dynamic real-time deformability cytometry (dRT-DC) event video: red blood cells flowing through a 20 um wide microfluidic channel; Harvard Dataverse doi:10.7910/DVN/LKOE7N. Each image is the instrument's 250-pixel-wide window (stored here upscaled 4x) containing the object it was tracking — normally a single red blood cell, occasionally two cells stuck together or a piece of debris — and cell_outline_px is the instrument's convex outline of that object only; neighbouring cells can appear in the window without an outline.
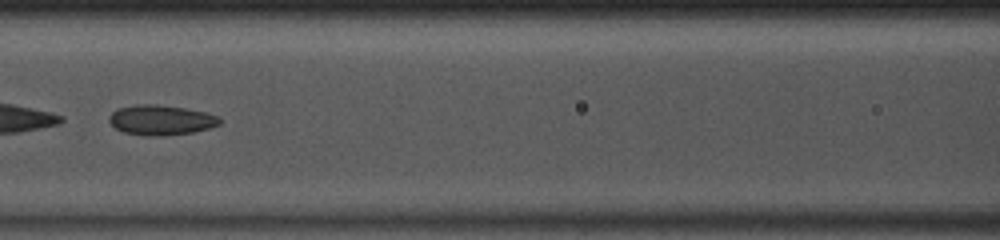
{"species": "common noctule bat (a hibernating species)", "species_latin": "Nyctalus noctula", "temperature_condition": "room temperature", "stored_images_in_passage": 28, "camera_frame_rate_fps": 3000, "um_per_image_px": 0.085, "animal": {"sex": "male", "body_mass_g": 13.0, "forearm_length_mm": 53.1}, "frame": {"image": 1, "passage_image": 9, "time_ms": 2.667, "image_size_px": [1000, 240], "cell_outline_px": [[220, 124], [208, 128], [192, 132], [160, 136], [148, 136], [124, 132], [116, 128], [108, 120], [108, 116], [112, 112], [120, 108], [136, 104], [156, 104], [184, 108], [204, 112], [220, 116]], "centroid_in_image_um": [13.67, 10.2], "position_along_channel_um": 152.9, "area_um2": 19.19}}
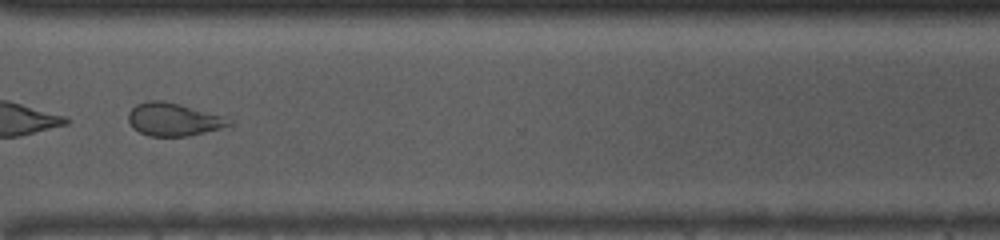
{"frame": {"image": 2, "passage_image": 24, "time_ms": 7.667, "image_size_px": [1000, 240], "cell_outline_px": [[232, 124], [220, 128], [188, 136], [148, 136], [132, 128], [128, 120], [128, 112], [136, 104], [148, 100], [164, 100], [180, 104], [224, 116], [232, 120]], "centroid_in_image_um": [14.71, 10.14], "position_along_channel_um": 355.9, "area_um2": 19.36}, "authors_computed_cell_mechanics": {"area_um2": 19.074, "velocity_mm_per_s": 4.0669, "shape_relaxation_time_tau1_ms": 5.2063, "shape_relaxation_time_tau2_ms": 3.2443, "deformation_change_tau1": 0.1171, "deformation_change_tau2": 0.0878}}